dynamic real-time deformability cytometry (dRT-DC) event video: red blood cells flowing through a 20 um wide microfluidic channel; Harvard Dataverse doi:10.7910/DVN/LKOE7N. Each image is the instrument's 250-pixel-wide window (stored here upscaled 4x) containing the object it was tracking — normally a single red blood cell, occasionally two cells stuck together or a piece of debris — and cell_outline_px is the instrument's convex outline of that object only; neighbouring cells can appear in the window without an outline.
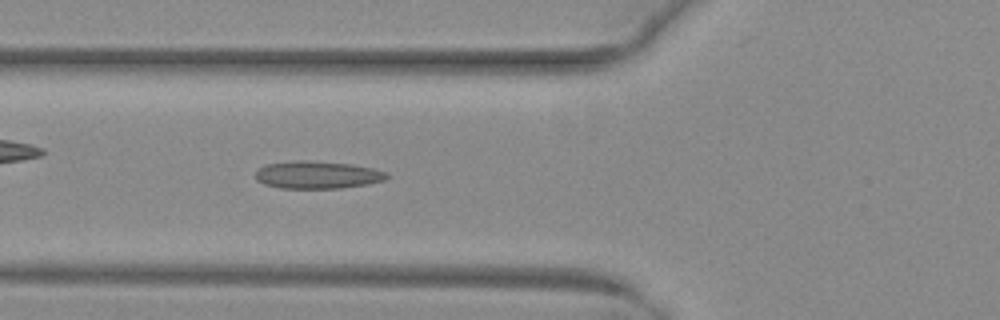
{"species": "common noctule bat (a hibernating species)", "species_latin": "Nyctalus noctula", "temperature_condition": "warm", "stored_images_in_passage": 51, "camera_frame_rate_fps": 3000, "um_per_image_px": 0.085, "animal": {"sex": "female", "body_mass_g": 29.2, "forearm_length_mm": 56.3}, "frame": {"image": 1, "passage_image": 19, "time_ms": 6.0, "image_size_px": [1000, 320], "cell_outline_px": [[392, 176], [384, 180], [368, 184], [340, 188], [280, 188], [264, 184], [256, 180], [256, 172], [264, 164], [296, 160], [308, 160], [352, 164], [372, 168], [388, 172]], "centroid_in_image_um": [27.0, 14.86], "position_along_channel_um": 98.8, "area_um2": 21.27}}
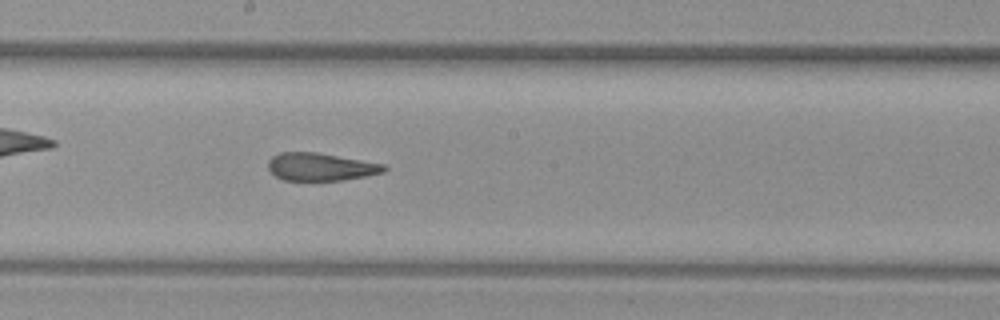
{"frame": {"image": 2, "passage_image": 28, "time_ms": 9.0, "image_size_px": [1000, 320], "cell_outline_px": [[388, 168], [384, 172], [368, 176], [344, 180], [284, 180], [276, 176], [268, 168], [268, 160], [272, 156], [280, 152], [316, 152], [384, 164]], "centroid_in_image_um": [27.27, 14.18], "position_along_channel_um": 220.9, "area_um2": 18.73}}
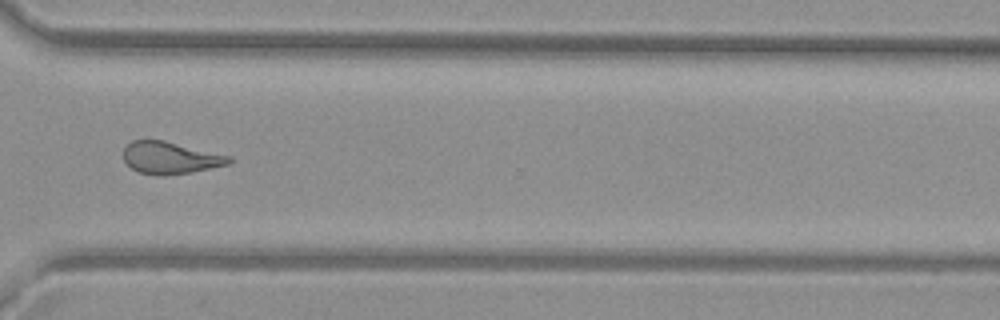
{"frame": {"image": 3, "passage_image": 38, "time_ms": 12.333, "image_size_px": [1000, 320], "cell_outline_px": [[232, 160], [228, 164], [192, 172], [164, 176], [156, 176], [140, 172], [132, 168], [124, 160], [124, 148], [132, 140], [164, 140], [232, 156]], "centroid_in_image_um": [14.49, 13.42], "position_along_channel_um": 356.1, "area_um2": 19.77}, "authors_computed_cell_mechanics": {"area_um2": 20.9236, "velocity_mm_per_s": 4.0606, "shape_relaxation_time_tau1_ms": null, "shape_relaxation_time_tau2_ms": 1.907, "deformation_change_tau1": null, "deformation_change_tau2": 0.1156}}